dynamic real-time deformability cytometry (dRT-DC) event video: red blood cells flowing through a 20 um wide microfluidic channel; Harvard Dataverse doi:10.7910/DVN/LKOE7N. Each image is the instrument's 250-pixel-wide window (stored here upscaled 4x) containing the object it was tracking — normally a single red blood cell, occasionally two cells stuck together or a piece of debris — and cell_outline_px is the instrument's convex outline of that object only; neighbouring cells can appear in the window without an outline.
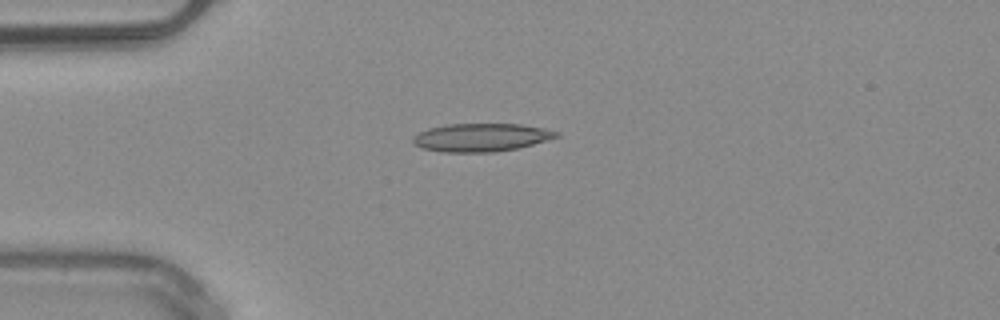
{"species": "common noctule bat (a hibernating species)", "species_latin": "Nyctalus noctula", "temperature_condition": "warm", "stored_images_in_passage": 38, "camera_frame_rate_fps": 3000, "um_per_image_px": 0.085, "animal": {"sex": "male", "body_mass_g": 20.4}, "frame": {"image": 1, "passage_image": 1, "time_ms": 0.0, "image_size_px": [1000, 320], "cell_outline_px": [[560, 136], [520, 148], [492, 152], [444, 152], [420, 148], [412, 140], [412, 136], [428, 128], [448, 124], [520, 124], [544, 128], [560, 132]], "centroid_in_image_um": [40.91, 11.68], "position_along_channel_um": 44.1, "area_um2": 23.58}}